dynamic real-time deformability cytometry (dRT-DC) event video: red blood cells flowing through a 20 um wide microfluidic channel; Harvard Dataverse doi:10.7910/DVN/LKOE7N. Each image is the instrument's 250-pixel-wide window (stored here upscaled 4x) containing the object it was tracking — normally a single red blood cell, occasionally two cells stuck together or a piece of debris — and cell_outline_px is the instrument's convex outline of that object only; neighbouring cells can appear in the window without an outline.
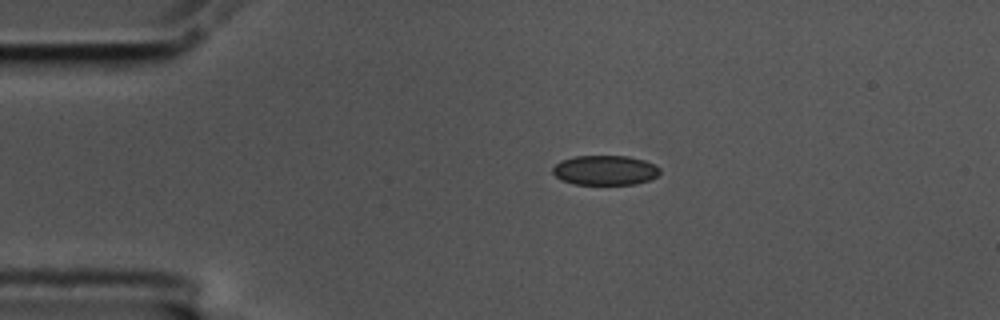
{"species": "common noctule bat (a hibernating species)", "species_latin": "Nyctalus noctula", "temperature_condition": "cold", "stored_images_in_passage": 9, "camera_frame_rate_fps": 3000, "um_per_image_px": 0.085, "animal": {"sex": "male", "body_mass_g": 17.5, "forearm_length_mm": 52.3}, "frame": {"image": 1, "passage_image": 1, "time_ms": 0.0, "image_size_px": [1000, 320], "cell_outline_px": [[660, 172], [656, 176], [648, 180], [636, 184], [572, 184], [560, 180], [552, 172], [552, 168], [560, 160], [576, 156], [628, 156], [644, 160], [656, 164], [660, 168]], "centroid_in_image_um": [51.42, 14.47], "position_along_channel_um": 33.6, "area_um2": 18.67}}
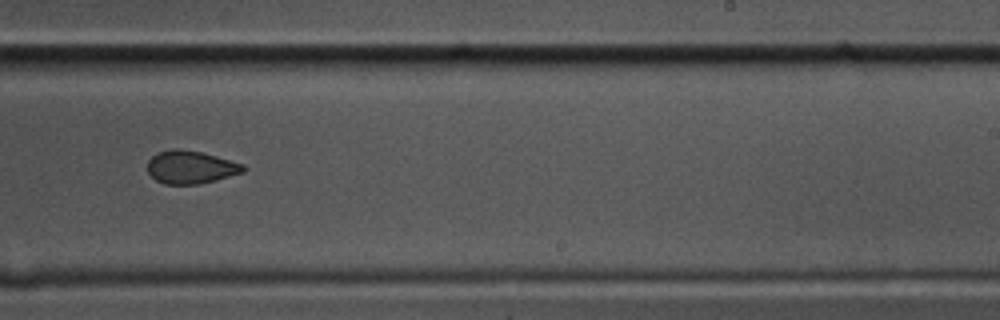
{"frame": {"image": 2, "passage_image": 8, "time_ms": 2.333, "image_size_px": [1000, 320], "cell_outline_px": [[248, 168], [244, 172], [196, 184], [164, 184], [156, 180], [148, 172], [148, 160], [156, 152], [172, 148], [180, 148], [200, 152], [216, 156], [244, 164]], "centroid_in_image_um": [16.19, 14.19], "position_along_channel_um": 272.8, "area_um2": 18.32}}
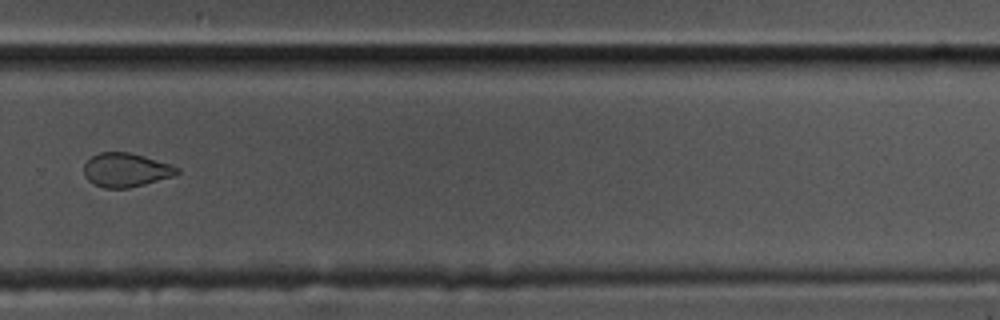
{"frame": {"image": 3, "passage_image": 9, "time_ms": 2.667, "image_size_px": [1000, 320], "cell_outline_px": [[180, 172], [172, 176], [144, 184], [128, 188], [104, 188], [92, 184], [84, 176], [84, 164], [92, 156], [100, 152], [128, 152], [144, 156], [172, 164], [180, 168]], "centroid_in_image_um": [10.69, 14.45], "position_along_channel_um": 319.1, "area_um2": 18.44}}